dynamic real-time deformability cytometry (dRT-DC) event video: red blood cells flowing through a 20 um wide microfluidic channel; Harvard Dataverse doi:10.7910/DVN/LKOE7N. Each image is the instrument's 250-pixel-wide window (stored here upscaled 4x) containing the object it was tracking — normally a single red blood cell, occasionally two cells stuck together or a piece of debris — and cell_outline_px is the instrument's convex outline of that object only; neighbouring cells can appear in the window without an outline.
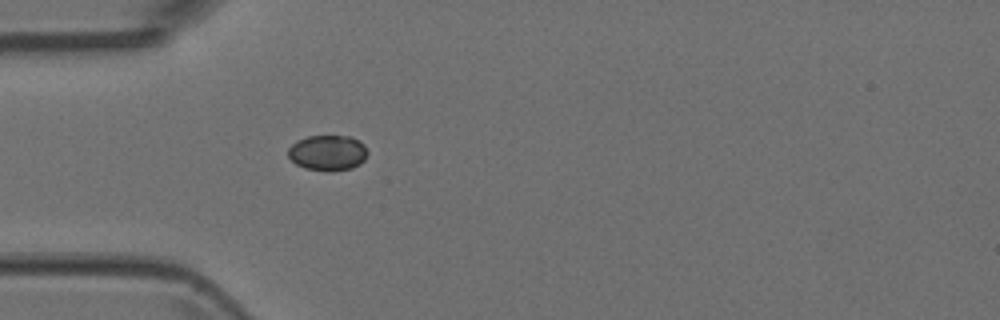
{"species": "Egyptian fruit bat (a non-hibernating species)", "species_latin": "Rousettus aegyptiacus", "temperature_condition": "room temperature", "stored_images_in_passage": 2, "camera_frame_rate_fps": 3000, "um_per_image_px": 0.085, "animal": {"sex": "female"}, "frame": {"image": 1, "passage_image": 2, "time_ms": 0.333, "image_size_px": [1000, 320], "cell_outline_px": [[368, 152], [364, 160], [360, 164], [352, 168], [304, 168], [296, 164], [288, 156], [288, 148], [296, 140], [308, 136], [352, 136], [360, 140], [364, 144]], "centroid_in_image_um": [27.86, 12.92], "position_along_channel_um": 57.1, "area_um2": 16.01}}